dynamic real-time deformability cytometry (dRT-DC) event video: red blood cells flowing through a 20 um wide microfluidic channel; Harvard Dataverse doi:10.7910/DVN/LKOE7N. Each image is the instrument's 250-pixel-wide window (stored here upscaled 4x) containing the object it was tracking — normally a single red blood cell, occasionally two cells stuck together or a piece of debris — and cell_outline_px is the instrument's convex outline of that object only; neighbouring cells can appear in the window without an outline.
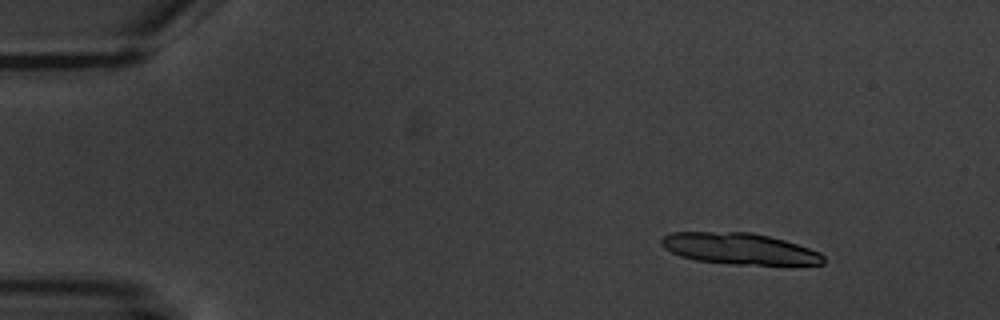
{"species": "common noctule bat (a hibernating species)", "species_latin": "Nyctalus noctula", "temperature_condition": "warm", "stored_images_in_passage": 4, "camera_frame_rate_fps": 3000, "um_per_image_px": 0.085, "animal": {"sex": "male", "body_mass_g": 20.1, "forearm_length_mm": 53.5}, "frame": {"image": 1, "passage_image": 1, "time_ms": 0.0, "image_size_px": [1000, 320], "cell_outline_px": [[824, 264], [732, 264], [696, 260], [680, 256], [664, 248], [660, 244], [660, 240], [664, 236], [672, 232], [752, 232], [784, 240], [820, 252], [824, 256]], "centroid_in_image_um": [62.81, 21.13], "position_along_channel_um": 22.2, "area_um2": 29.3}}